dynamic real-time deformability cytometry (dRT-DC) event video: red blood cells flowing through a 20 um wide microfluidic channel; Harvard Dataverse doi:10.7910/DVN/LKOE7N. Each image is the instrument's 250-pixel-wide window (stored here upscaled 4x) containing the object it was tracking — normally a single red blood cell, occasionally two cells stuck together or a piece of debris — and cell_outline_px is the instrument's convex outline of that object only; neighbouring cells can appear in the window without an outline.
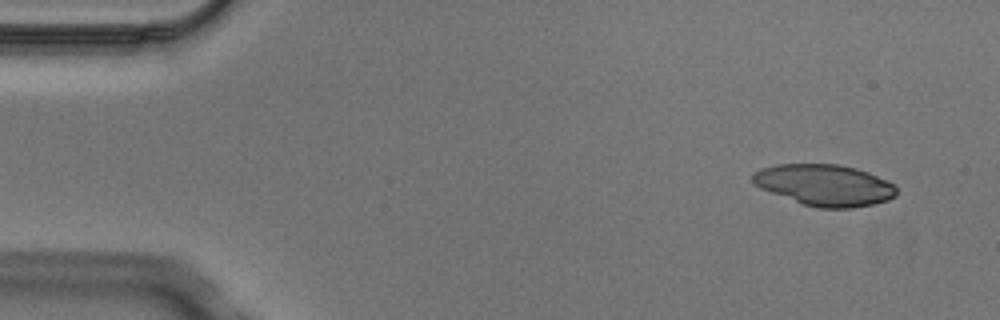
{"species": "Egyptian fruit bat (a non-hibernating species)", "species_latin": "Rousettus aegyptiacus", "temperature_condition": "cold", "stored_images_in_passage": 4, "camera_frame_rate_fps": 3000, "um_per_image_px": 0.085, "animal": {"sex": "male"}, "frame": {"image": 1, "passage_image": 1, "time_ms": 0.0, "image_size_px": [1000, 320], "cell_outline_px": [[896, 196], [888, 200], [872, 204], [852, 208], [820, 208], [804, 204], [760, 188], [752, 184], [752, 172], [760, 168], [776, 164], [840, 164], [856, 168], [868, 172], [892, 184], [896, 188]], "centroid_in_image_um": [70.05, 15.72], "position_along_channel_um": 14.9, "area_um2": 34.51}}